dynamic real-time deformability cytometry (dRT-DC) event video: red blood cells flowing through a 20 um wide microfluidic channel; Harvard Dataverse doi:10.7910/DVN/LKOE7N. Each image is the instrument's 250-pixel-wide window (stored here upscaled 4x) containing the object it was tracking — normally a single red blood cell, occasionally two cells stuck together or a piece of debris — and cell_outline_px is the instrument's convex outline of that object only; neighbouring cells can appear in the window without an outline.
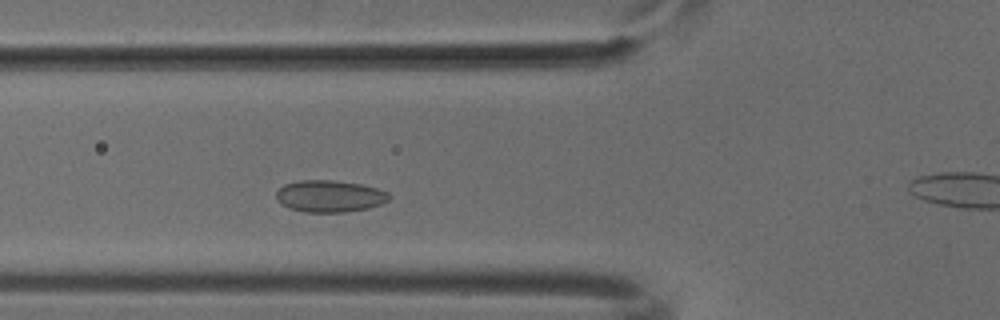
{"species": "common noctule bat (a hibernating species)", "species_latin": "Nyctalus noctula", "temperature_condition": "cold", "stored_images_in_passage": 45, "camera_frame_rate_fps": 3000, "um_per_image_px": 0.085, "animal": {"sex": "male", "body_mass_g": 18.8}, "frame": {"image": 1, "passage_image": 11, "time_ms": 3.333, "image_size_px": [1000, 320], "cell_outline_px": [[392, 196], [388, 200], [380, 204], [368, 208], [344, 212], [304, 212], [288, 208], [276, 200], [276, 192], [284, 184], [300, 180], [332, 180], [360, 184], [376, 188], [388, 192]], "centroid_in_image_um": [28.0, 16.67], "position_along_channel_um": 97.8, "area_um2": 20.98}}
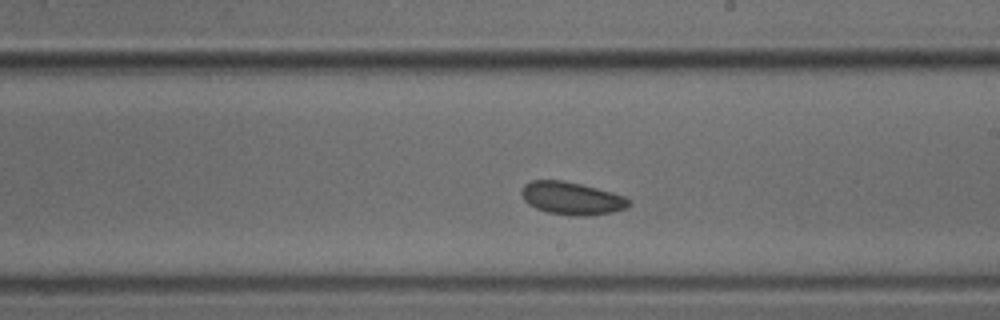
{"frame": {"image": 2, "passage_image": 22, "time_ms": 7.0, "image_size_px": [1000, 320], "cell_outline_px": [[632, 204], [628, 208], [612, 212], [584, 216], [572, 216], [548, 212], [536, 208], [528, 204], [524, 200], [520, 192], [520, 188], [524, 184], [532, 180], [564, 180], [612, 192], [624, 196], [632, 200]], "centroid_in_image_um": [48.6, 16.85], "position_along_channel_um": 240.4, "area_um2": 20.69}}
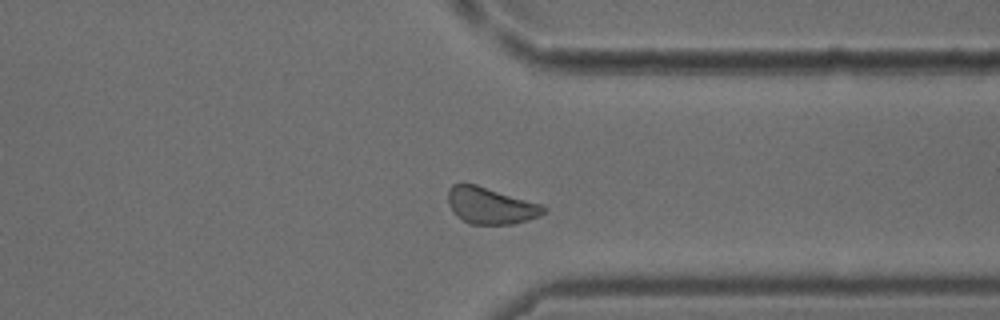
{"frame": {"image": 3, "passage_image": 32, "time_ms": 10.333, "image_size_px": [1000, 320], "cell_outline_px": [[548, 208], [540, 216], [528, 220], [512, 224], [468, 224], [456, 216], [452, 212], [448, 204], [448, 188], [452, 184], [464, 180], [540, 204]], "centroid_in_image_um": [41.63, 17.45], "position_along_channel_um": 369.8, "area_um2": 20.81}}